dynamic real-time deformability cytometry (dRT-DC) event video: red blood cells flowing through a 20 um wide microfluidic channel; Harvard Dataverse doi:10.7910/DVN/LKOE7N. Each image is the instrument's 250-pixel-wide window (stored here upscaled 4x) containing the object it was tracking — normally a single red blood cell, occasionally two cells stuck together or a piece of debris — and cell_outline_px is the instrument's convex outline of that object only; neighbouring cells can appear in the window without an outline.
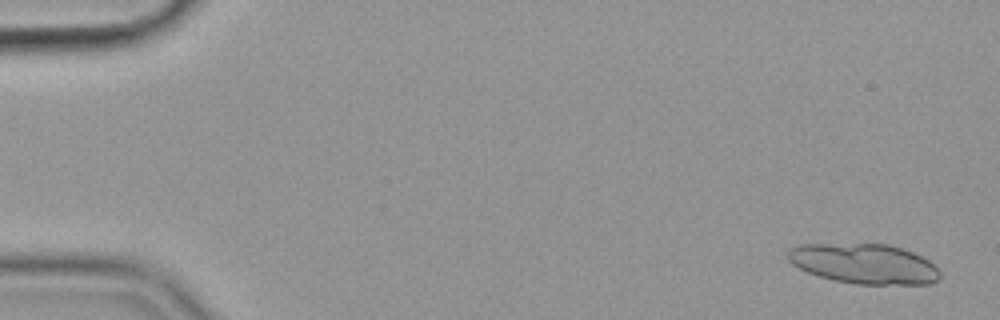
{"species": "common noctule bat (a hibernating species)", "species_latin": "Nyctalus noctula", "temperature_condition": "cold", "stored_images_in_passage": 18, "camera_frame_rate_fps": 3000, "um_per_image_px": 0.085, "animal": {"sex": "female", "body_mass_g": 19.9}, "frame": {"image": 1, "passage_image": 3, "time_ms": 0.667, "image_size_px": [1000, 320], "cell_outline_px": [[940, 280], [928, 284], [856, 284], [832, 280], [808, 272], [792, 264], [784, 256], [792, 248], [800, 244], [888, 244], [912, 252], [928, 260], [940, 272]], "centroid_in_image_um": [73.43, 22.42], "position_along_channel_um": 11.6, "area_um2": 35.37}}